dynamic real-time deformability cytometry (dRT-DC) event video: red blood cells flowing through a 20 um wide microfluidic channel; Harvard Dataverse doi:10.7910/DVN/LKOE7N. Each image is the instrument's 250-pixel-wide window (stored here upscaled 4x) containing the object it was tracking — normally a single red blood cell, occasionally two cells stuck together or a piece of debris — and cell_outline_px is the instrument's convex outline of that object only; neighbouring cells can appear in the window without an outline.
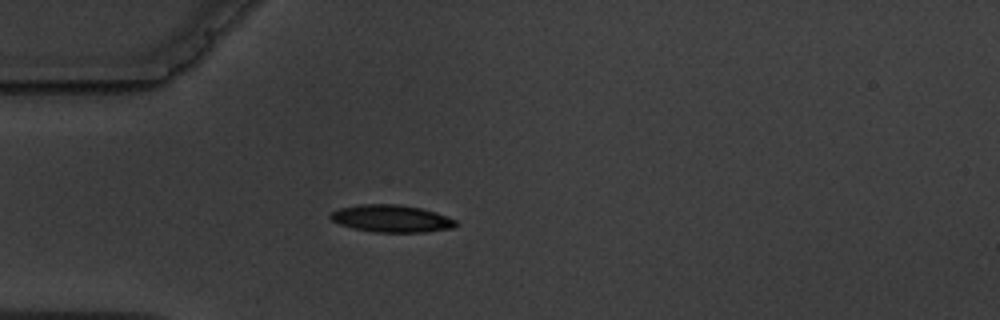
{"species": "common noctule bat (a hibernating species)", "species_latin": "Nyctalus noctula", "temperature_condition": "warm", "stored_images_in_passage": 5, "camera_frame_rate_fps": 3000, "um_per_image_px": 0.085, "animal": {"sex": "male", "body_mass_g": 19.5, "forearm_length_mm": 54.6}, "frame": {"image": 1, "passage_image": 4, "time_ms": 4.333, "image_size_px": [1000, 320], "cell_outline_px": [[456, 224], [452, 228], [424, 232], [372, 232], [352, 228], [340, 224], [332, 220], [328, 216], [332, 212], [340, 208], [360, 204], [396, 204], [420, 208], [436, 212], [456, 220]], "centroid_in_image_um": [33.25, 18.58], "position_along_channel_um": 51.8, "area_um2": 19.83}}